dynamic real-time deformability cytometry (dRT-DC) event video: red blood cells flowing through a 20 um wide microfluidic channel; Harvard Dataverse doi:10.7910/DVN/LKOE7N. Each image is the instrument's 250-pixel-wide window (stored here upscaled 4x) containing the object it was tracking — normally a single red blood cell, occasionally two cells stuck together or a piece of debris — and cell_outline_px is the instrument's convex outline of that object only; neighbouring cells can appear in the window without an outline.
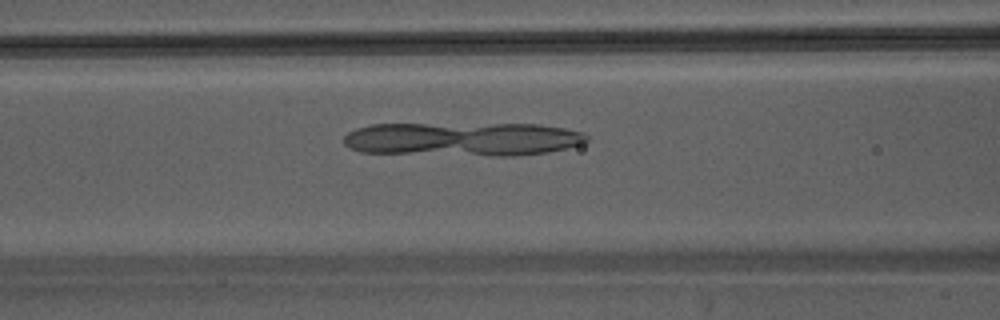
{"species": "Egyptian fruit bat (a non-hibernating species)", "species_latin": "Rousettus aegyptiacus", "temperature_condition": "warm", "stored_images_in_passage": 37, "camera_frame_rate_fps": 3000, "um_per_image_px": 0.085, "animal": {"sex": "male"}, "frame": {"image": 1, "passage_image": 12, "time_ms": 3.667, "image_size_px": [1000, 320], "cell_outline_px": [[588, 140], [584, 144], [548, 152], [516, 156], [492, 156], [360, 152], [344, 144], [344, 136], [348, 132], [356, 128], [372, 124], [540, 124], [564, 128], [584, 132], [588, 136]], "centroid_in_image_um": [39.38, 11.82], "position_along_channel_um": 127.2, "area_um2": 48.26}}
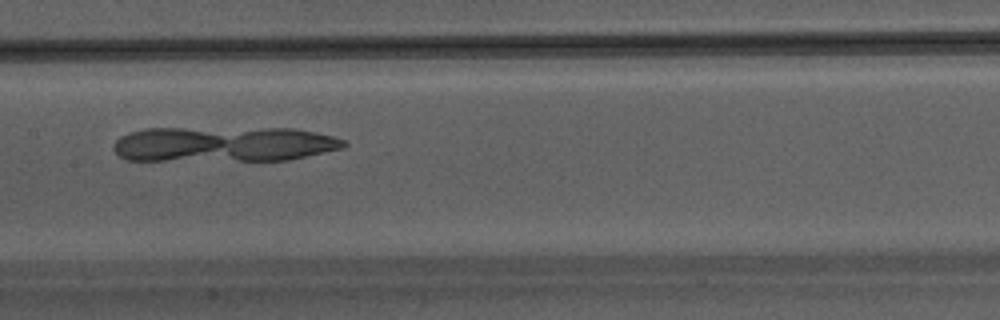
{"frame": {"image": 2, "passage_image": 16, "time_ms": 5.0, "image_size_px": [1000, 320], "cell_outline_px": [[348, 144], [344, 148], [288, 160], [128, 160], [120, 156], [112, 148], [112, 144], [120, 136], [128, 132], [144, 128], [292, 128], [316, 132], [332, 136], [344, 140]], "centroid_in_image_um": [19.0, 12.24], "position_along_channel_um": 188.4, "area_um2": 47.57}}
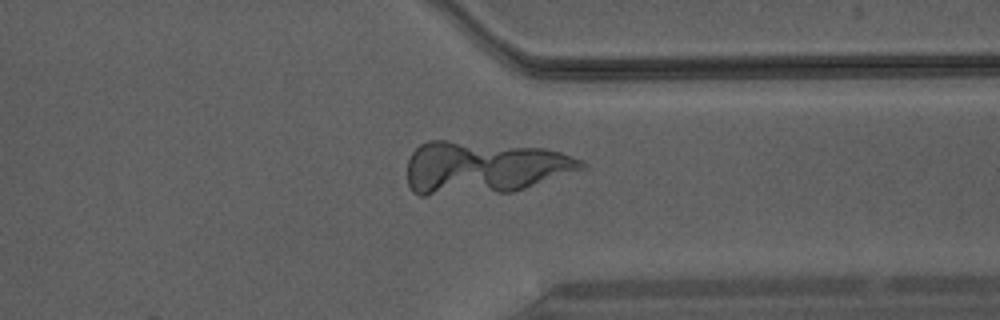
{"frame": {"image": 3, "passage_image": 28, "time_ms": 9.0, "image_size_px": [1000, 320], "cell_outline_px": [[588, 168], [512, 192], [424, 196], [420, 196], [412, 192], [408, 184], [408, 160], [412, 152], [420, 144], [428, 140], [444, 140], [544, 148], [560, 152], [580, 160], [588, 164]], "centroid_in_image_um": [41.1, 14.26], "position_along_channel_um": 370.3, "area_um2": 53.75}}